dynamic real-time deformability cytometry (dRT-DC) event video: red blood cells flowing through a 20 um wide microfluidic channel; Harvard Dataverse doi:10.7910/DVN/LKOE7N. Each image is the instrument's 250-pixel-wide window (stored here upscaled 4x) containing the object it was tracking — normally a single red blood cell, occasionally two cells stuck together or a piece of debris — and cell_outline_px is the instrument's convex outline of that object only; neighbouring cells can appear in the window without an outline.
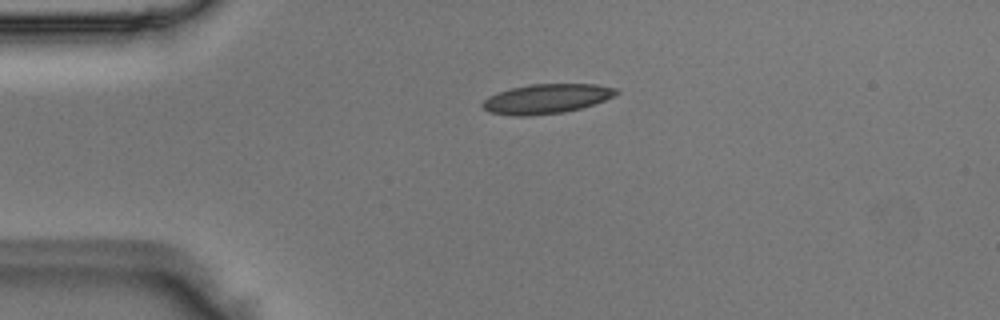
{"species": "Egyptian fruit bat (a non-hibernating species)", "species_latin": "Rousettus aegyptiacus", "temperature_condition": "room temperature", "stored_images_in_passage": 39, "camera_frame_rate_fps": 3000, "um_per_image_px": 0.085, "animal": {"sex": "male"}, "frame": {"image": 1, "passage_image": 1, "time_ms": 0.0, "image_size_px": [1000, 320], "cell_outline_px": [[620, 92], [604, 100], [580, 108], [564, 112], [528, 116], [516, 116], [488, 112], [480, 104], [488, 96], [512, 88], [532, 84], [596, 84], [616, 88]], "centroid_in_image_um": [46.43, 8.4], "position_along_channel_um": 38.6, "area_um2": 22.83}}
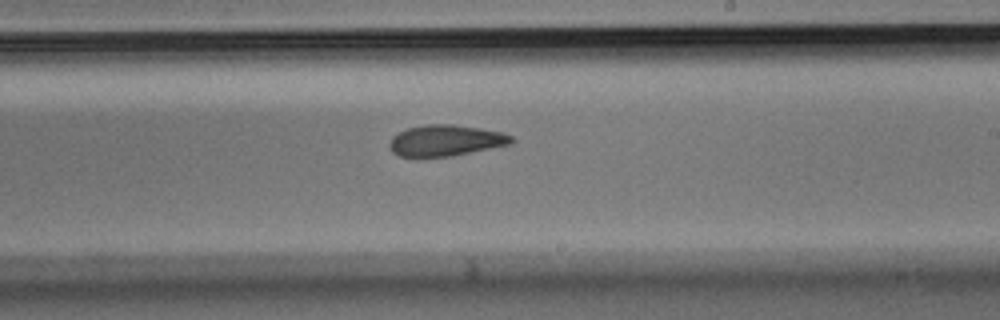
{"frame": {"image": 2, "passage_image": 19, "time_ms": 6.0, "image_size_px": [1000, 320], "cell_outline_px": [[516, 140], [512, 144], [452, 156], [400, 156], [392, 152], [388, 144], [392, 136], [408, 128], [428, 124], [452, 124], [480, 128], [504, 132], [512, 136]], "centroid_in_image_um": [37.93, 11.93], "position_along_channel_um": 251.1, "area_um2": 22.14}}
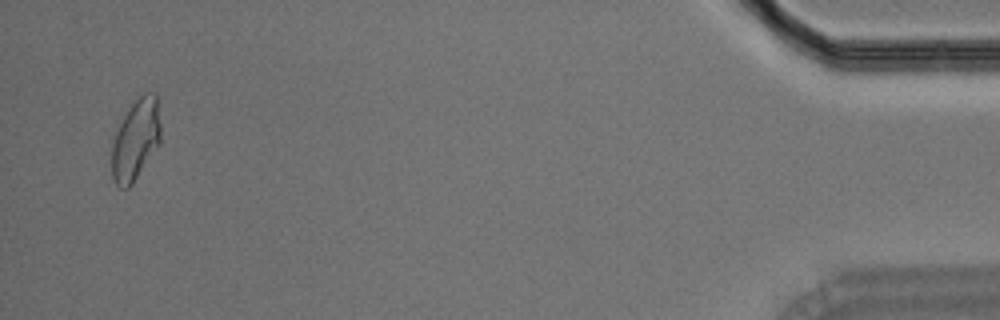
{"frame": {"image": 3, "passage_image": 38, "time_ms": 12.333, "image_size_px": [1000, 320], "cell_outline_px": [[160, 144], [132, 184], [128, 188], [120, 188], [116, 184], [112, 176], [112, 144], [116, 132], [128, 108], [144, 92], [156, 92], [160, 124]], "centroid_in_image_um": [11.55, 11.88], "position_along_channel_um": 423.7, "area_um2": 22.95}}